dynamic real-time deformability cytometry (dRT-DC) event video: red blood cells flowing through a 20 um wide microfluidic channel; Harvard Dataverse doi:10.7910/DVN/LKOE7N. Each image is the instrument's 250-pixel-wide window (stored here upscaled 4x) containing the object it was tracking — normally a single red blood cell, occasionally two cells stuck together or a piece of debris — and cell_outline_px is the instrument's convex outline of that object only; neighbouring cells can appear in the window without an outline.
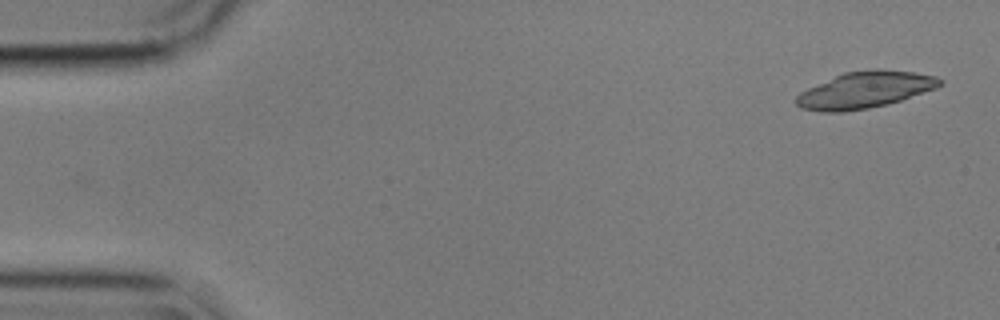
{"species": "common noctule bat (a hibernating species)", "species_latin": "Nyctalus noctula", "temperature_condition": "cold", "stored_images_in_passage": 53, "camera_frame_rate_fps": 3000, "um_per_image_px": 0.085, "animal": {"sex": "male", "body_mass_g": 17.9}, "frame": {"image": 1, "passage_image": 1, "time_ms": 0.0, "image_size_px": [1000, 320], "cell_outline_px": [[944, 84], [936, 88], [888, 104], [868, 108], [844, 112], [820, 112], [800, 108], [796, 104], [796, 96], [800, 92], [808, 88], [844, 72], [876, 68], [916, 72], [936, 76], [944, 80]], "centroid_in_image_um": [73.54, 7.64], "position_along_channel_um": 11.5, "area_um2": 30.69}}